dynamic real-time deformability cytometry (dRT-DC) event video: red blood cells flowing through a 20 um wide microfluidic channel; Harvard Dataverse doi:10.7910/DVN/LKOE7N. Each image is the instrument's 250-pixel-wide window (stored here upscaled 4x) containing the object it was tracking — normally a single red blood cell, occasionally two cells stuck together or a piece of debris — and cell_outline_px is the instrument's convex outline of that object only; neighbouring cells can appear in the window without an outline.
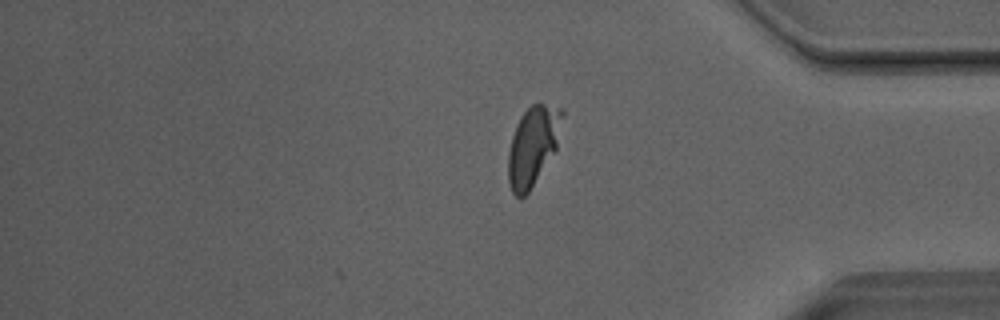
{"species": "Egyptian fruit bat (a non-hibernating species)", "species_latin": "Rousettus aegyptiacus", "temperature_condition": "room temperature", "stored_images_in_passage": 30, "camera_frame_rate_fps": 3000, "um_per_image_px": 0.085, "animal": {"sex": "male"}, "frame": {"image": 1, "passage_image": 30, "time_ms": 9.667, "image_size_px": [1000, 320], "cell_outline_px": [[564, 112], [556, 148], [528, 192], [520, 200], [512, 192], [508, 180], [508, 152], [512, 136], [516, 124], [520, 116], [532, 104], [544, 104], [564, 108]], "centroid_in_image_um": [45.28, 12.38], "position_along_channel_um": 389.9, "area_um2": 24.68}, "authors_computed_cell_mechanics": {"area_um2": 23.1778, "velocity_mm_per_s": 4.0502, "shape_relaxation_time_tau1_ms": 5.7414, "shape_relaxation_time_tau2_ms": null, "deformation_change_tau1": 0.13, "deformation_change_tau2": null}}